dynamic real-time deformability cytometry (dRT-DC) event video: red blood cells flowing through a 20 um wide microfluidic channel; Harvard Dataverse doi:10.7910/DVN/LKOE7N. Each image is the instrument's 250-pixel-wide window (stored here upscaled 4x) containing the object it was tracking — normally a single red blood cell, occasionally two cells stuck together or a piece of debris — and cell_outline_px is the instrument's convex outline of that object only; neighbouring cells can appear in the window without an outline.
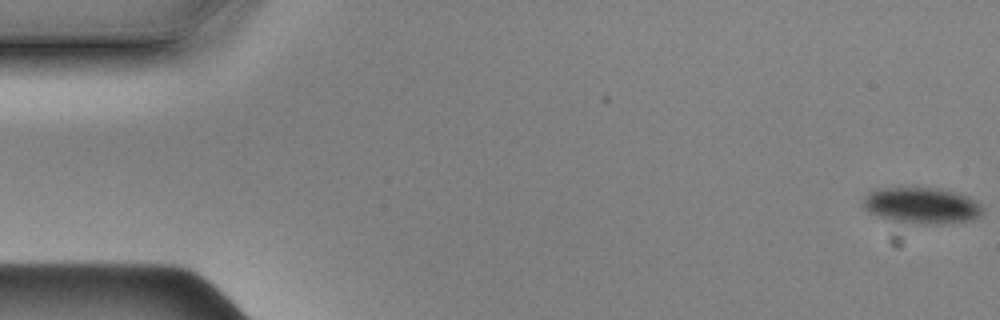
{"species": "Egyptian fruit bat (a non-hibernating species)", "species_latin": "Rousettus aegyptiacus", "temperature_condition": "cold", "stored_images_in_passage": 58, "camera_frame_rate_fps": 3000, "um_per_image_px": 0.085, "animal": {"sex": "male"}, "frame": {"image": 1, "passage_image": 1, "time_ms": 0.0, "image_size_px": [1000, 320], "cell_outline_px": [[984, 212], [980, 216], [972, 220], [944, 224], [908, 224], [888, 220], [868, 212], [860, 204], [864, 196], [868, 192], [876, 188], [940, 188], [956, 192], [968, 196], [976, 200], [984, 208]], "centroid_in_image_um": [78.33, 17.48], "position_along_channel_um": 6.7, "area_um2": 25.95}}
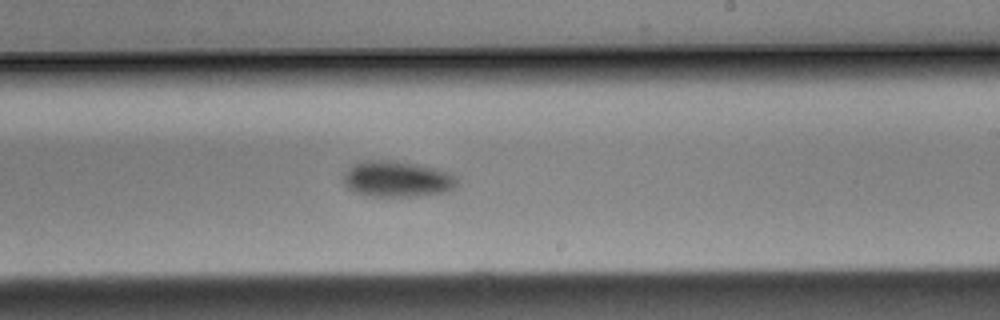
{"frame": {"image": 2, "passage_image": 34, "time_ms": 11.0, "image_size_px": [1000, 320], "cell_outline_px": [[460, 184], [456, 188], [448, 192], [420, 196], [368, 196], [356, 192], [348, 188], [344, 184], [344, 172], [352, 164], [364, 160], [396, 160], [436, 168], [448, 172], [456, 176]], "centroid_in_image_um": [33.8, 15.21], "position_along_channel_um": 255.2, "area_um2": 24.28}}
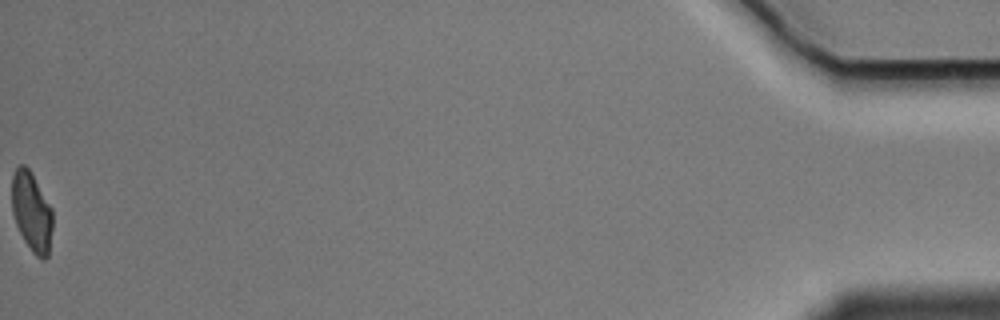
{"frame": {"image": 3, "passage_image": 58, "time_ms": 19.0, "image_size_px": [1000, 320], "cell_outline_px": [[52, 228], [48, 256], [44, 260], [36, 256], [32, 252], [24, 240], [16, 224], [12, 212], [12, 176], [16, 168], [20, 164], [24, 164], [32, 172], [52, 208]], "centroid_in_image_um": [2.69, 17.98], "position_along_channel_um": 432.5, "area_um2": 18.96}}